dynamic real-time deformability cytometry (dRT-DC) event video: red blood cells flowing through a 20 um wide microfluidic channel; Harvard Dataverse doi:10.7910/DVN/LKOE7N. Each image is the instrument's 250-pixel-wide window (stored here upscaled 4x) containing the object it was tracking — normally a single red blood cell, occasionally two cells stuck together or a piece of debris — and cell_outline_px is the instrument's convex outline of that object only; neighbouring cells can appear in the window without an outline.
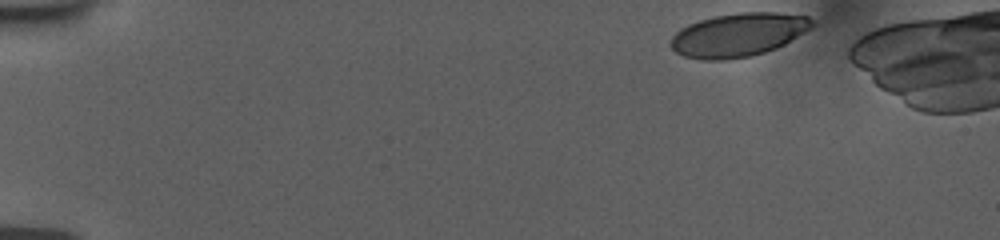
{"species": "human", "species_latin": "Homo sapiens", "temperature_condition": "room temperature", "stored_images_in_passage": 44, "camera_frame_rate_fps": 3000, "um_per_image_px": 0.085, "donor": {"sex": "female"}, "frame": {"image": 1, "passage_image": 1, "time_ms": 0.0, "image_size_px": [1000, 240], "cell_outline_px": [[816, 24], [812, 28], [784, 44], [776, 48], [752, 56], [724, 60], [700, 60], [684, 56], [676, 52], [668, 44], [672, 36], [680, 28], [688, 24], [700, 20], [716, 16], [740, 12], [776, 12], [808, 16]], "centroid_in_image_um": [62.75, 2.96], "position_along_channel_um": 22.3, "area_um2": 36.01}}
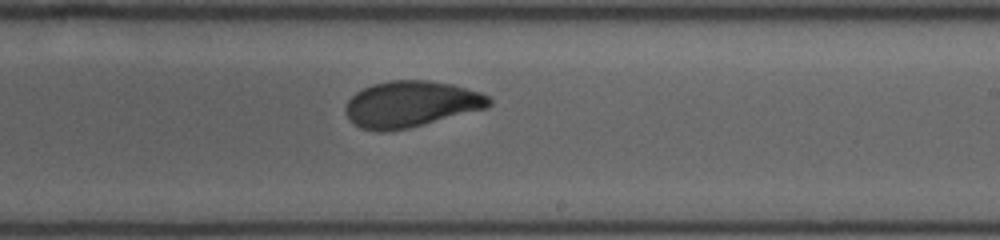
{"frame": {"image": 2, "passage_image": 29, "time_ms": 9.333, "image_size_px": [1000, 240], "cell_outline_px": [[492, 104], [488, 108], [408, 128], [388, 132], [376, 132], [360, 128], [352, 124], [344, 112], [344, 108], [348, 100], [356, 92], [372, 84], [388, 80], [428, 80], [452, 84], [480, 92], [488, 96], [492, 100]], "centroid_in_image_um": [34.9, 8.86], "position_along_channel_um": 254.1, "area_um2": 39.02}}
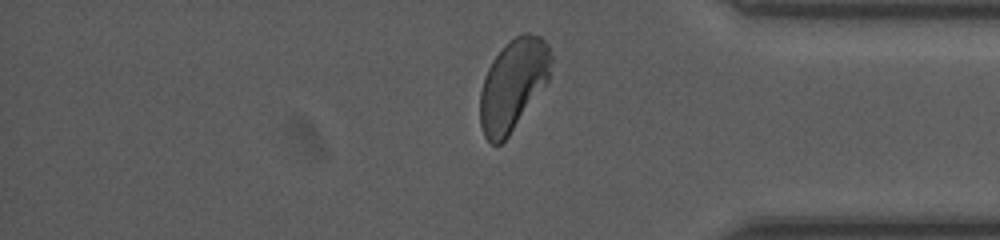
{"frame": {"image": 3, "passage_image": 41, "time_ms": 13.333, "image_size_px": [1000, 240], "cell_outline_px": [[552, 60], [548, 80], [508, 136], [500, 144], [492, 144], [484, 136], [480, 124], [480, 92], [484, 76], [492, 60], [516, 36], [524, 32], [528, 32], [540, 36], [548, 44], [552, 56]], "centroid_in_image_um": [43.6, 7.19], "position_along_channel_um": 391.6, "area_um2": 37.22}, "authors_computed_cell_mechanics": {"area_um2": 38.0613, "velocity_mm_per_s": 3.7536, "shape_relaxation_time_tau1_ms": 4.4202, "shape_relaxation_time_tau2_ms": 0.9991, "deformation_change_tau1": 0.14, "deformation_change_tau2": 0.0572}}